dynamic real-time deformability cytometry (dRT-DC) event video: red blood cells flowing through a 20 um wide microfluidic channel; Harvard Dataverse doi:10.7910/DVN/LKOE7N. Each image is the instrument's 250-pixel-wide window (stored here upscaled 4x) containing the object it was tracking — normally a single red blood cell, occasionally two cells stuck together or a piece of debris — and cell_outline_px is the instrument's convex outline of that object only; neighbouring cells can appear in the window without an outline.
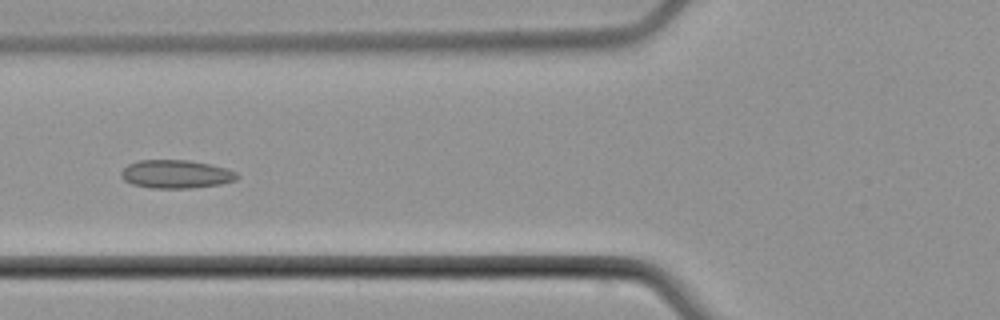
{"species": "common noctule bat (a hibernating species)", "species_latin": "Nyctalus noctula", "temperature_condition": "cold", "stored_images_in_passage": 8, "camera_frame_rate_fps": 3000, "um_per_image_px": 0.085, "animal": {"sex": "male", "body_mass_g": 21.5, "forearm_length_mm": 52.0}, "frame": {"image": 1, "passage_image": 6, "time_ms": 6.0, "image_size_px": [1000, 320], "cell_outline_px": [[240, 176], [236, 180], [220, 184], [192, 188], [152, 188], [132, 184], [124, 180], [120, 176], [120, 172], [128, 164], [140, 160], [188, 160], [208, 164], [224, 168], [236, 172]], "centroid_in_image_um": [14.94, 14.8], "position_along_channel_um": 110.9, "area_um2": 19.07}}
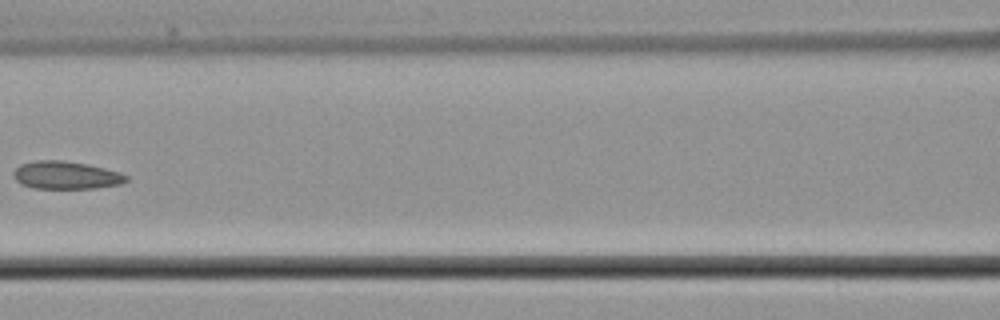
{"frame": {"image": 2, "passage_image": 7, "time_ms": 7.333, "image_size_px": [1000, 320], "cell_outline_px": [[128, 180], [120, 184], [96, 188], [32, 188], [20, 184], [12, 176], [12, 172], [20, 164], [36, 160], [60, 160], [88, 164], [120, 172], [128, 176]], "centroid_in_image_um": [5.58, 14.89], "position_along_channel_um": 161.0, "area_um2": 18.38}}
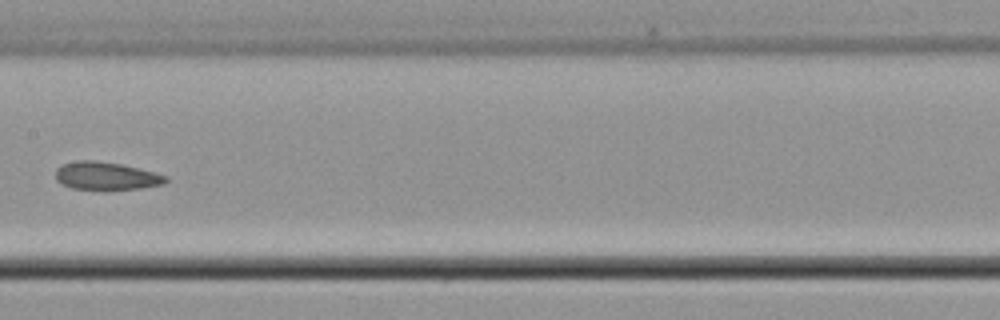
{"frame": {"image": 3, "passage_image": 8, "time_ms": 8.333, "image_size_px": [1000, 320], "cell_outline_px": [[168, 180], [164, 184], [140, 188], [72, 188], [60, 184], [56, 180], [56, 168], [60, 164], [80, 160], [92, 160], [120, 164], [156, 172], [168, 176]], "centroid_in_image_um": [9.01, 14.93], "position_along_channel_um": 198.4, "area_um2": 17.63}}